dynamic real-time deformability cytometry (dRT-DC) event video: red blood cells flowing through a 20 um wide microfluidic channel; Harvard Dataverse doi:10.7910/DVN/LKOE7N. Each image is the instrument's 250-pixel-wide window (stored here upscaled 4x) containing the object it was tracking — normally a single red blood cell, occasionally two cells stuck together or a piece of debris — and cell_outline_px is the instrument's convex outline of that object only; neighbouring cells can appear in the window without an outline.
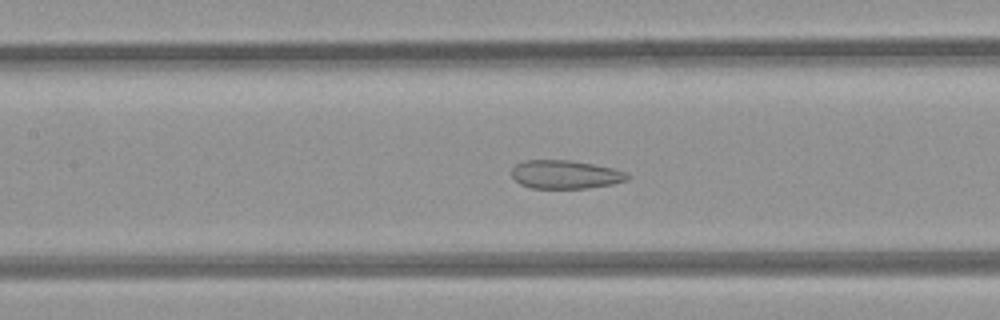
{"species": "common noctule bat (a hibernating species)", "species_latin": "Nyctalus noctula", "temperature_condition": "room temperature", "stored_images_in_passage": 45, "camera_frame_rate_fps": 3000, "um_per_image_px": 0.085, "animal": {"sex": "female", "body_mass_g": 21.9}, "frame": {"image": 1, "passage_image": 17, "time_ms": 5.333, "image_size_px": [1000, 320], "cell_outline_px": [[632, 176], [628, 180], [612, 184], [588, 188], [528, 188], [520, 184], [512, 176], [512, 168], [516, 164], [524, 160], [568, 160], [592, 164], [612, 168], [624, 172]], "centroid_in_image_um": [48.04, 14.83], "position_along_channel_um": 159.4, "area_um2": 19.19}}
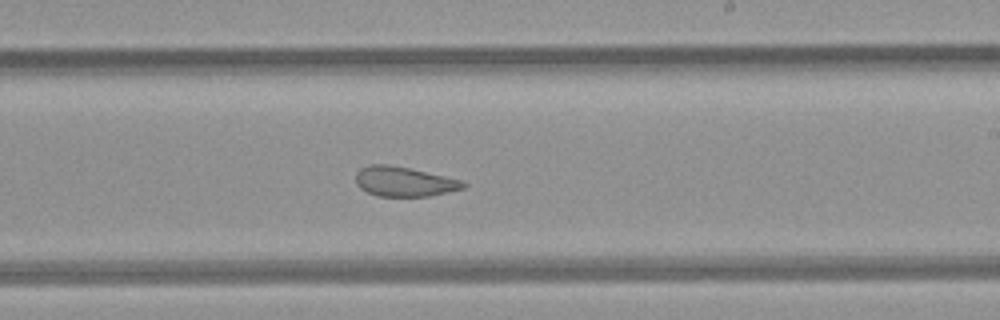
{"frame": {"image": 2, "passage_image": 24, "time_ms": 7.667, "image_size_px": [1000, 320], "cell_outline_px": [[468, 184], [464, 188], [428, 196], [376, 196], [360, 188], [356, 184], [356, 172], [360, 168], [368, 164], [388, 164], [408, 168], [464, 180]], "centroid_in_image_um": [34.34, 15.43], "position_along_channel_um": 254.7, "area_um2": 18.67}}
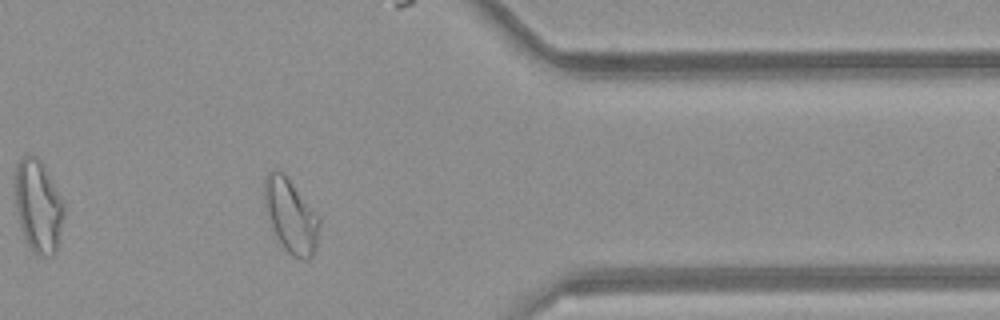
{"frame": {"image": 3, "passage_image": 35, "time_ms": 11.333, "image_size_px": [1000, 320], "cell_outline_px": [[320, 224], [316, 248], [312, 256], [308, 260], [304, 260], [292, 256], [284, 248], [276, 236], [268, 216], [264, 200], [264, 180], [268, 172], [272, 168], [280, 168], [284, 172], [320, 216]], "centroid_in_image_um": [24.73, 18.3], "position_along_channel_um": 386.7, "area_um2": 23.99}}